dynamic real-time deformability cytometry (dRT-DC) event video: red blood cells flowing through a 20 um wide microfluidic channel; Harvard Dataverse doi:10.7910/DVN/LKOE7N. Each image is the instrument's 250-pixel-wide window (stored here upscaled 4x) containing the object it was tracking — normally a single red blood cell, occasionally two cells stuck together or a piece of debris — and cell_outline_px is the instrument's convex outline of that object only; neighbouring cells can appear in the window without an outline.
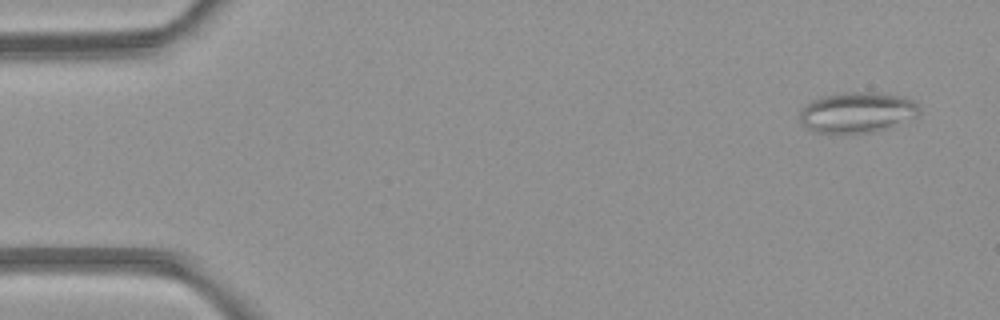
{"species": "common noctule bat (a hibernating species)", "species_latin": "Nyctalus noctula", "temperature_condition": "room temperature", "stored_images_in_passage": 5, "camera_frame_rate_fps": 3000, "um_per_image_px": 0.085, "animal": {"sex": "female", "body_mass_g": 21.9}, "frame": {"image": 1, "passage_image": 1, "time_ms": 0.0, "image_size_px": [1000, 320], "cell_outline_px": [[920, 112], [916, 116], [892, 128], [872, 132], [812, 132], [800, 120], [800, 108], [804, 104], [820, 96], [844, 92], [876, 92], [900, 96], [916, 100], [920, 108]], "centroid_in_image_um": [72.88, 9.53], "position_along_channel_um": 12.1, "area_um2": 28.55}}